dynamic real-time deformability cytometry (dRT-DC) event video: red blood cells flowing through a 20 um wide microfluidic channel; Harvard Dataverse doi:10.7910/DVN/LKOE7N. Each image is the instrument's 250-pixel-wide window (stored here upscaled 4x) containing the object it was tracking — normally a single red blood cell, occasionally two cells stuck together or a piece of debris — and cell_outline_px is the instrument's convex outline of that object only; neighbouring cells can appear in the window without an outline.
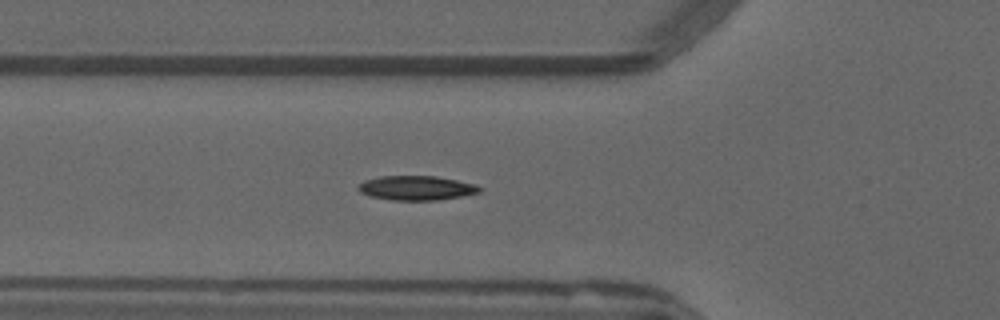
{"species": "common noctule bat (a hibernating species)", "species_latin": "Nyctalus noctula", "temperature_condition": "warm", "stored_images_in_passage": 26, "camera_frame_rate_fps": 3000, "um_per_image_px": 0.085, "animal": {"sex": "male", "forearm_length_mm": 52.5}, "frame": {"image": 1, "passage_image": 2, "time_ms": 0.333, "image_size_px": [1000, 320], "cell_outline_px": [[484, 188], [480, 192], [464, 196], [436, 200], [392, 200], [372, 196], [360, 192], [356, 188], [364, 180], [380, 176], [436, 176], [476, 184]], "centroid_in_image_um": [35.43, 15.97], "position_along_channel_um": 90.4, "area_um2": 17.28}}
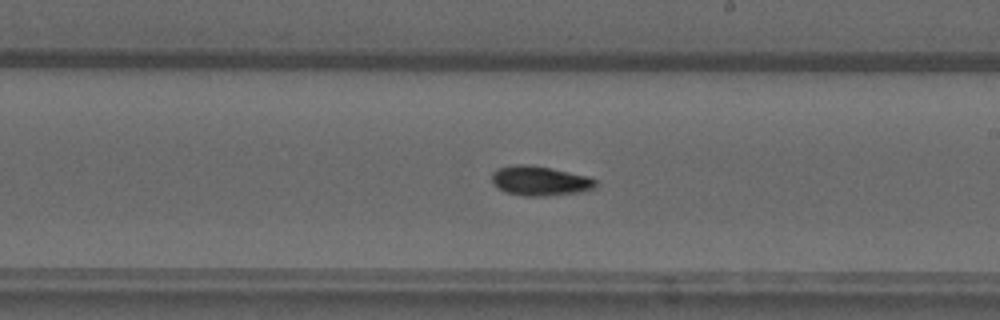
{"frame": {"image": 2, "passage_image": 14, "time_ms": 4.333, "image_size_px": [1000, 320], "cell_outline_px": [[596, 188], [580, 192], [544, 196], [524, 196], [504, 192], [492, 184], [492, 172], [496, 168], [516, 164], [524, 164], [548, 168], [588, 176], [596, 180]], "centroid_in_image_um": [45.85, 15.38], "position_along_channel_um": 243.1, "area_um2": 17.92}}
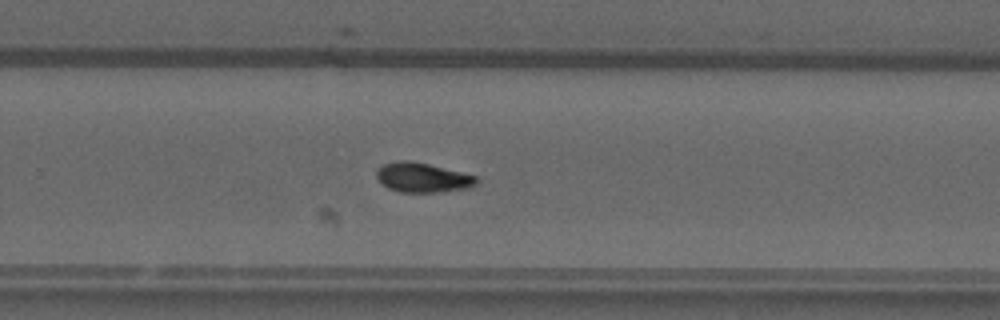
{"frame": {"image": 3, "passage_image": 18, "time_ms": 5.667, "image_size_px": [1000, 320], "cell_outline_px": [[480, 180], [472, 188], [436, 192], [400, 192], [388, 188], [376, 176], [376, 172], [384, 164], [400, 160], [408, 160], [428, 164], [476, 176]], "centroid_in_image_um": [35.96, 15.1], "position_along_channel_um": 293.8, "area_um2": 17.05}}